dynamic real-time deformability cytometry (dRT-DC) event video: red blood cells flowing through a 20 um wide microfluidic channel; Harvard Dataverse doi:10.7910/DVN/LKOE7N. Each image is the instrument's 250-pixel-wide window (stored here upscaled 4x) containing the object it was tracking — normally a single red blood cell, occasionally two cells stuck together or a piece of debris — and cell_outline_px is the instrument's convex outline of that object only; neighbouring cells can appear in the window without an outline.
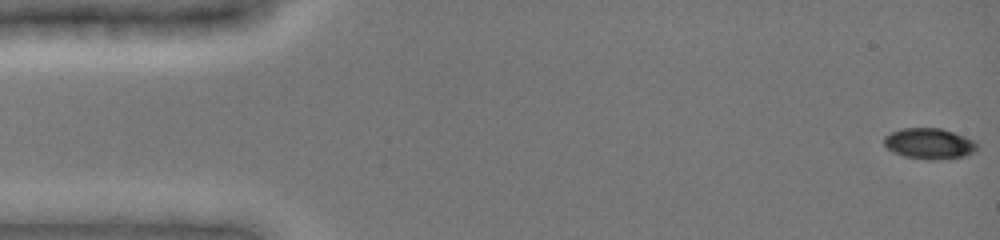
{"species": "common noctule bat (a hibernating species)", "species_latin": "Nyctalus noctula", "temperature_condition": "cold", "stored_images_in_passage": 49, "camera_frame_rate_fps": 3000, "um_per_image_px": 0.085, "animal": {"sex": "female", "body_mass_g": 19.0, "forearm_length_mm": 51.5}, "frame": {"image": 1, "passage_image": 1, "time_ms": 0.0, "image_size_px": [1000, 240], "cell_outline_px": [[980, 144], [976, 152], [964, 156], [904, 156], [892, 152], [884, 144], [884, 136], [900, 128], [940, 128], [976, 140]], "centroid_in_image_um": [79.01, 12.14], "position_along_channel_um": 6.0, "area_um2": 15.95}}
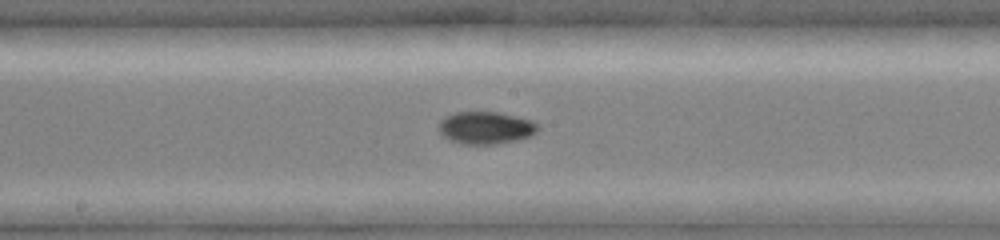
{"frame": {"image": 2, "passage_image": 26, "time_ms": 8.333, "image_size_px": [1000, 240], "cell_outline_px": [[540, 128], [532, 136], [516, 140], [496, 144], [460, 144], [444, 136], [436, 128], [440, 120], [456, 112], [500, 112], [532, 120], [540, 124]], "centroid_in_image_um": [41.32, 10.86], "position_along_channel_um": 206.9, "area_um2": 18.9}}
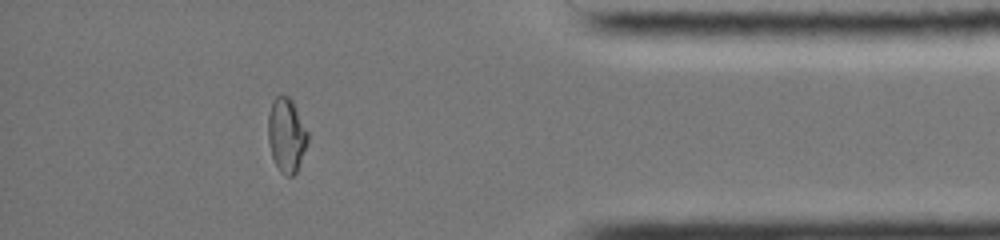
{"frame": {"image": 3, "passage_image": 43, "time_ms": 14.0, "image_size_px": [1000, 240], "cell_outline_px": [[308, 140], [296, 172], [292, 176], [284, 176], [280, 172], [272, 156], [268, 140], [268, 112], [272, 100], [276, 96], [288, 96], [292, 100], [308, 132]], "centroid_in_image_um": [24.33, 11.47], "position_along_channel_um": 410.9, "area_um2": 17.05}, "authors_computed_cell_mechanics": {"area_um2": 17.629, "velocity_mm_per_s": 3.9603, "shape_relaxation_time_tau1_ms": 9.9954, "shape_relaxation_time_tau2_ms": 7.2996, "deformation_change_tau1": 0.2186, "deformation_change_tau2": 0.0762}}